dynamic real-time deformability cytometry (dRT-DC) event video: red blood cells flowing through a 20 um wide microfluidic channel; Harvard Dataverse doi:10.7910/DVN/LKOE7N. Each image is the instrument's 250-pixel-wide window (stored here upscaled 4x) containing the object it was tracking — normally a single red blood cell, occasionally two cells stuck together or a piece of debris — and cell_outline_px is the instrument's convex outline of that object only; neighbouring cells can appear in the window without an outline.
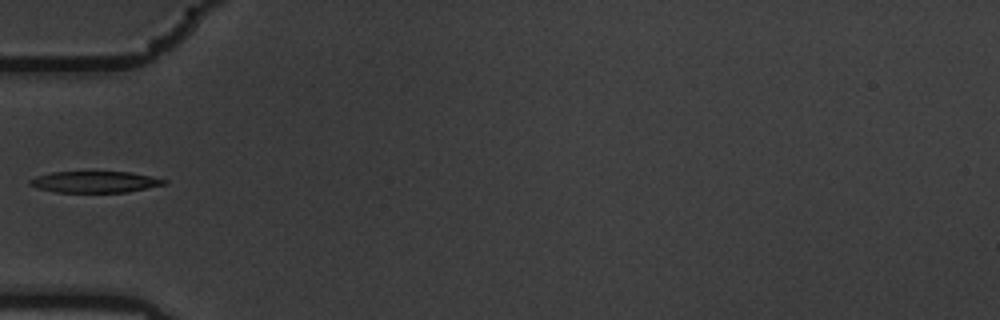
{"species": "common noctule bat (a hibernating species)", "species_latin": "Nyctalus noctula", "temperature_condition": "warm", "stored_images_in_passage": 39, "camera_frame_rate_fps": 3000, "um_per_image_px": 0.085, "animal": {"sex": "male", "body_mass_g": 19.5, "forearm_length_mm": 54.6}, "frame": {"image": 1, "passage_image": 1, "time_ms": 0.0, "image_size_px": [1000, 320], "cell_outline_px": [[168, 184], [128, 192], [56, 192], [40, 188], [28, 184], [28, 180], [36, 176], [52, 172], [132, 172], [152, 176], [168, 180]], "centroid_in_image_um": [8.12, 15.46], "position_along_channel_um": 76.9, "area_um2": 16.76}}
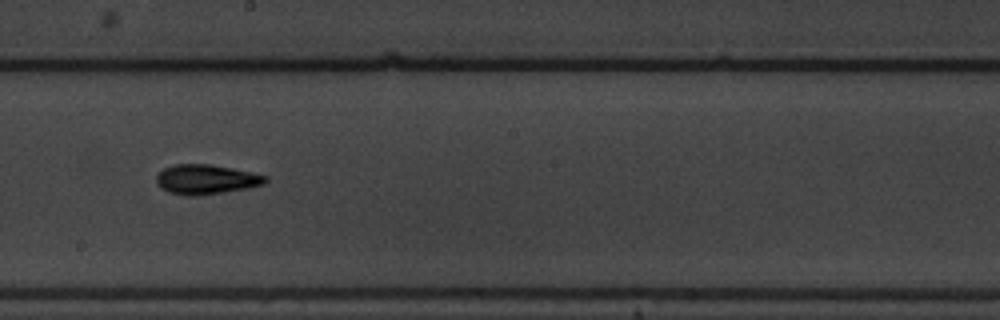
{"frame": {"image": 2, "passage_image": 14, "time_ms": 4.333, "image_size_px": [1000, 320], "cell_outline_px": [[268, 180], [264, 184], [248, 188], [196, 196], [188, 196], [168, 192], [160, 188], [156, 184], [156, 176], [164, 168], [176, 164], [208, 164], [232, 168], [252, 172], [268, 176]], "centroid_in_image_um": [17.51, 15.25], "position_along_channel_um": 230.7, "area_um2": 18.9}}
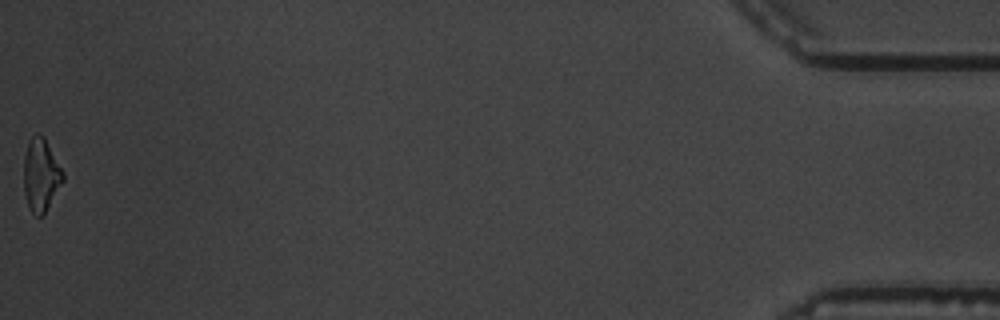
{"frame": {"image": 3, "passage_image": 39, "time_ms": 12.667, "image_size_px": [1000, 320], "cell_outline_px": [[64, 180], [44, 212], [40, 216], [36, 216], [28, 208], [24, 192], [24, 156], [28, 140], [36, 132], [44, 136], [64, 172]], "centroid_in_image_um": [3.47, 14.82], "position_along_channel_um": 431.7, "area_um2": 16.65}}